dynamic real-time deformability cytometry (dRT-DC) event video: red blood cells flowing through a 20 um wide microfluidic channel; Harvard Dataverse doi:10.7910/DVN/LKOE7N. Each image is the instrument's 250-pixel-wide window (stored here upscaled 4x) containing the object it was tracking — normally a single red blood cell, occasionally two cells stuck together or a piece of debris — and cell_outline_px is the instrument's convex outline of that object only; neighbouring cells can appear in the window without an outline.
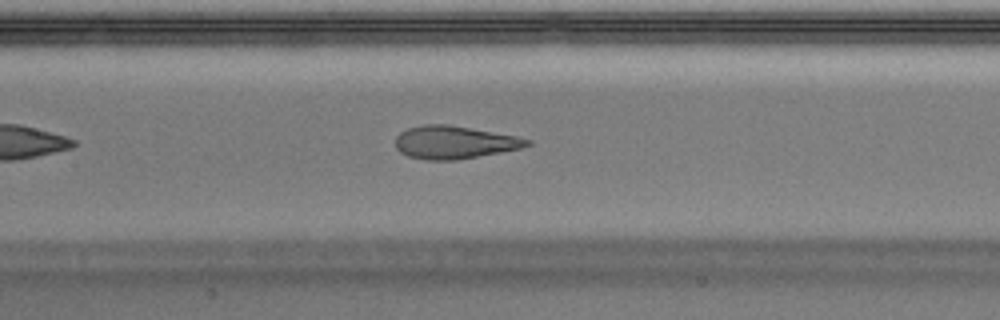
{"species": "Egyptian fruit bat (a non-hibernating species)", "species_latin": "Rousettus aegyptiacus", "temperature_condition": "warm", "stored_images_in_passage": 38, "camera_frame_rate_fps": 3000, "um_per_image_px": 0.085, "animal": {"sex": "male"}, "frame": {"image": 1, "passage_image": 12, "time_ms": 3.667, "image_size_px": [1000, 320], "cell_outline_px": [[532, 144], [520, 148], [500, 152], [456, 160], [424, 160], [408, 156], [400, 152], [396, 148], [396, 136], [400, 132], [408, 128], [424, 124], [448, 124], [516, 136], [532, 140]], "centroid_in_image_um": [38.59, 12.1], "position_along_channel_um": 168.8, "area_um2": 25.14}, "authors_computed_cell_mechanics": {"area_um2": 25.9233, "velocity_mm_per_s": 4.034, "shape_relaxation_time_tau1_ms": 5.7677, "shape_relaxation_time_tau2_ms": 1.1945, "deformation_change_tau1": 0.2557, "deformation_change_tau2": 0.0851}}